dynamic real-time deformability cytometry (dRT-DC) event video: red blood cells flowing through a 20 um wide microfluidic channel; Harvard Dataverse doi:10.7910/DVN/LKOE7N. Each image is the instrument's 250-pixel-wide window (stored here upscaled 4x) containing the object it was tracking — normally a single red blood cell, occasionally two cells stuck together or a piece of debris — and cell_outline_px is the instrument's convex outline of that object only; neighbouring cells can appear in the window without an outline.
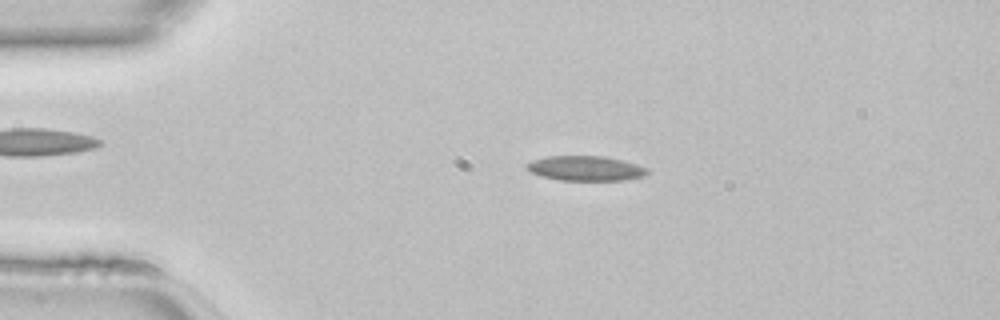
{"species": "common noctule bat (a hibernating species)", "species_latin": "Nyctalus noctula", "temperature_condition": "room temperature", "stored_images_in_passage": 46, "camera_frame_rate_fps": 3000, "um_per_image_px": 0.085, "animal": {"sex": "female", "body_mass_g": 22.7, "forearm_length_mm": 54.2}, "frame": {"image": 1, "passage_image": 9, "time_ms": 2.667, "image_size_px": [1000, 320], "cell_outline_px": [[648, 172], [644, 176], [624, 180], [560, 180], [540, 176], [532, 172], [524, 164], [532, 160], [548, 156], [604, 156], [636, 164], [648, 168]], "centroid_in_image_um": [49.76, 14.31], "position_along_channel_um": 35.2, "area_um2": 17.34}}
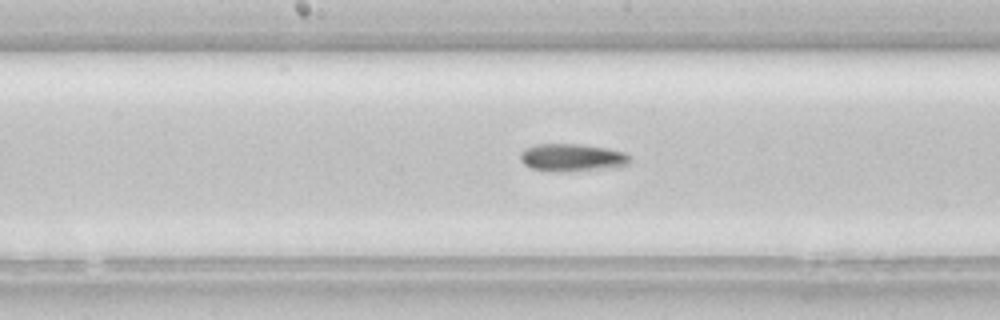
{"frame": {"image": 2, "passage_image": 23, "time_ms": 7.333, "image_size_px": [1000, 320], "cell_outline_px": [[632, 156], [628, 164], [620, 168], [564, 172], [552, 172], [532, 168], [524, 164], [520, 160], [520, 152], [536, 144], [580, 144], [608, 148], [624, 152]], "centroid_in_image_um": [48.69, 13.41], "position_along_channel_um": 199.5, "area_um2": 18.09}}
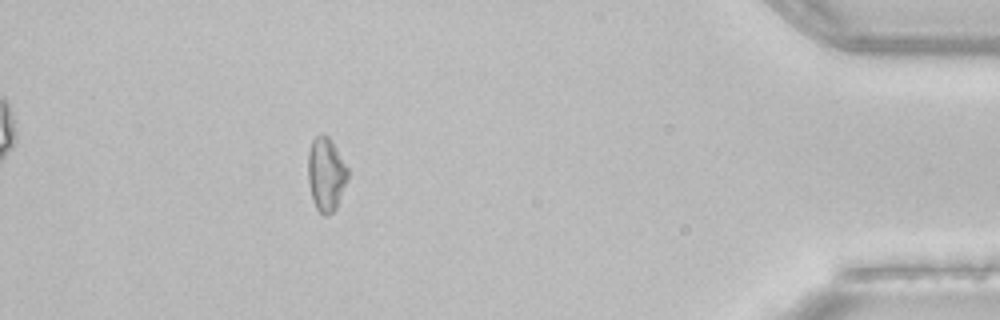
{"frame": {"image": 3, "passage_image": 41, "time_ms": 13.333, "image_size_px": [1000, 320], "cell_outline_px": [[348, 180], [340, 200], [336, 208], [328, 216], [324, 216], [316, 208], [312, 200], [308, 180], [308, 152], [312, 140], [316, 136], [328, 136], [332, 140], [348, 168]], "centroid_in_image_um": [27.72, 14.84], "position_along_channel_um": 407.5, "area_um2": 17.22}}